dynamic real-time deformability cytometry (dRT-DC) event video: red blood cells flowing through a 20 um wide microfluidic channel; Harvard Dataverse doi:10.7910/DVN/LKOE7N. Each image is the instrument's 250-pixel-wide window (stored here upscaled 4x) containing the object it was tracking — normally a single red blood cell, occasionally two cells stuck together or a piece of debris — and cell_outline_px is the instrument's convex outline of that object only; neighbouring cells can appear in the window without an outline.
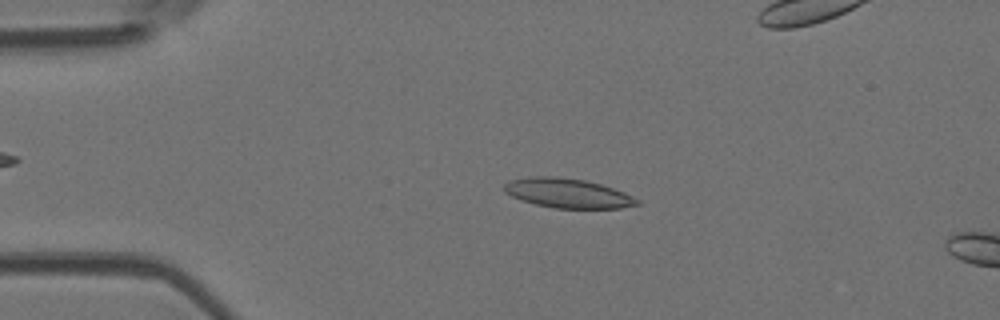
{"species": "Egyptian fruit bat (a non-hibernating species)", "species_latin": "Rousettus aegyptiacus", "temperature_condition": "room temperature", "stored_images_in_passage": 4, "camera_frame_rate_fps": 3000, "um_per_image_px": 0.085, "animal": {"sex": "female"}, "frame": {"image": 1, "passage_image": 2, "time_ms": 1.333, "image_size_px": [1000, 320], "cell_outline_px": [[640, 204], [620, 208], [552, 208], [520, 200], [504, 192], [504, 184], [508, 180], [528, 176], [556, 176], [584, 180], [600, 184], [624, 192], [640, 200]], "centroid_in_image_um": [48.22, 16.41], "position_along_channel_um": 36.8, "area_um2": 22.89}}